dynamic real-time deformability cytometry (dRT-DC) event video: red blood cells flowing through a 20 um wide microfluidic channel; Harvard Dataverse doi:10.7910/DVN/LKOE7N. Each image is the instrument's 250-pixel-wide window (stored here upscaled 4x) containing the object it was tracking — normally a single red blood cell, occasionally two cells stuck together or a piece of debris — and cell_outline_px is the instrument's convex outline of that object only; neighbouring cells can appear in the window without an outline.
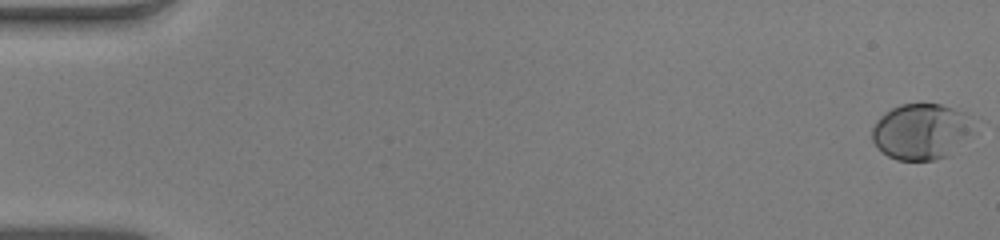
{"species": "human", "species_latin": "Homo sapiens", "temperature_condition": "warm", "stored_images_in_passage": 54, "camera_frame_rate_fps": 3000, "um_per_image_px": 0.085, "donor": {"sex": "male"}, "frame": {"image": 1, "passage_image": 1, "time_ms": 0.0, "image_size_px": [1000, 240], "cell_outline_px": [[972, 116], [968, 132], [948, 156], [936, 160], [896, 160], [888, 156], [872, 140], [872, 128], [876, 120], [884, 112], [900, 104], [940, 104], [964, 112]], "centroid_in_image_um": [78.22, 11.16], "position_along_channel_um": 6.8, "area_um2": 32.43}}
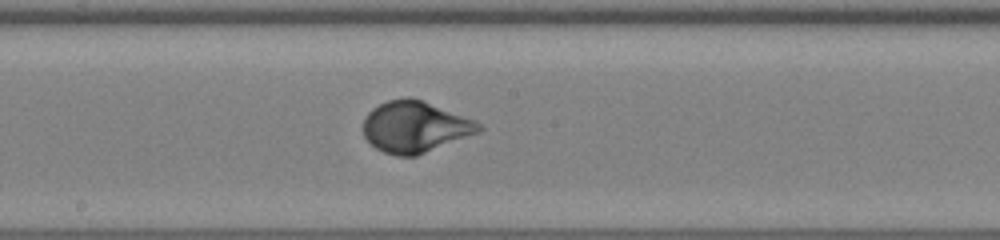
{"frame": {"image": 2, "passage_image": 30, "time_ms": 9.667, "image_size_px": [1000, 240], "cell_outline_px": [[484, 128], [480, 132], [416, 156], [396, 156], [384, 152], [376, 148], [364, 136], [364, 116], [372, 108], [388, 100], [404, 96], [408, 96], [420, 100], [472, 120], [480, 124]], "centroid_in_image_um": [35.24, 10.79], "position_along_channel_um": 213.0, "area_um2": 34.1}}
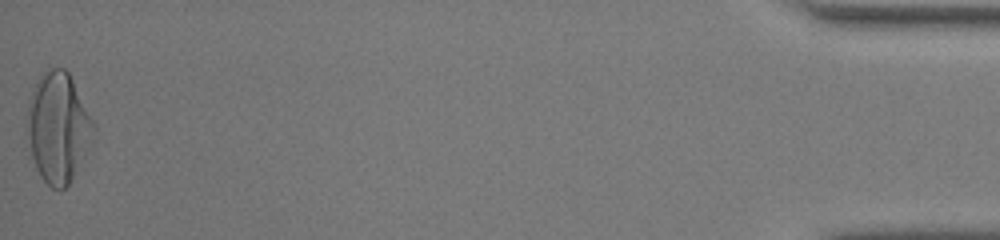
{"frame": {"image": 3, "passage_image": 54, "time_ms": 17.667, "image_size_px": [1000, 240], "cell_outline_px": [[96, 128], [92, 140], [88, 148], [68, 184], [60, 192], [52, 188], [40, 176], [36, 168], [32, 156], [28, 136], [28, 100], [32, 88], [40, 76], [48, 68], [64, 68], [68, 72], [96, 124]], "centroid_in_image_um": [4.94, 10.82], "position_along_channel_um": 430.3, "area_um2": 42.19}, "authors_computed_cell_mechanics": {"area_um2": 32.9749, "velocity_mm_per_s": 3.9182, "shape_relaxation_time_tau1_ms": 2.9064, "shape_relaxation_time_tau2_ms": null, "deformation_change_tau1": 0.1902, "deformation_change_tau2": null}}